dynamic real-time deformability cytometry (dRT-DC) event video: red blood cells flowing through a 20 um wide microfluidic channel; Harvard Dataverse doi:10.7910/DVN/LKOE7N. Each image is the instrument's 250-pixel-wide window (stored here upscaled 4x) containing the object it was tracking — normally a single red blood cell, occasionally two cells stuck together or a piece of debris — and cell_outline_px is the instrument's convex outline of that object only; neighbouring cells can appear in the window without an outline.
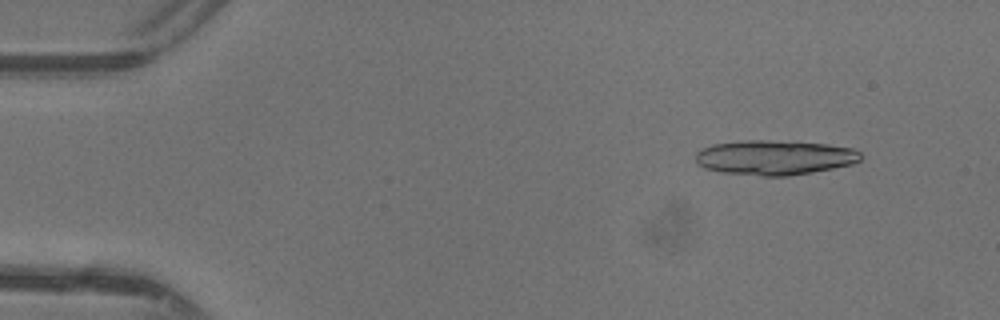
{"species": "common noctule bat (a hibernating species)", "species_latin": "Nyctalus noctula", "temperature_condition": "warm", "stored_images_in_passage": 16, "camera_frame_rate_fps": 3000, "um_per_image_px": 0.085, "animal": {"sex": "female"}, "frame": {"image": 1, "passage_image": 5, "time_ms": 1.333, "image_size_px": [1000, 320], "cell_outline_px": [[864, 156], [860, 160], [852, 164], [812, 172], [788, 176], [760, 176], [720, 172], [704, 168], [696, 164], [696, 152], [700, 148], [712, 144], [740, 140], [768, 140], [828, 144], [852, 148], [860, 152]], "centroid_in_image_um": [65.8, 13.38], "position_along_channel_um": 19.2, "area_um2": 33.76}}